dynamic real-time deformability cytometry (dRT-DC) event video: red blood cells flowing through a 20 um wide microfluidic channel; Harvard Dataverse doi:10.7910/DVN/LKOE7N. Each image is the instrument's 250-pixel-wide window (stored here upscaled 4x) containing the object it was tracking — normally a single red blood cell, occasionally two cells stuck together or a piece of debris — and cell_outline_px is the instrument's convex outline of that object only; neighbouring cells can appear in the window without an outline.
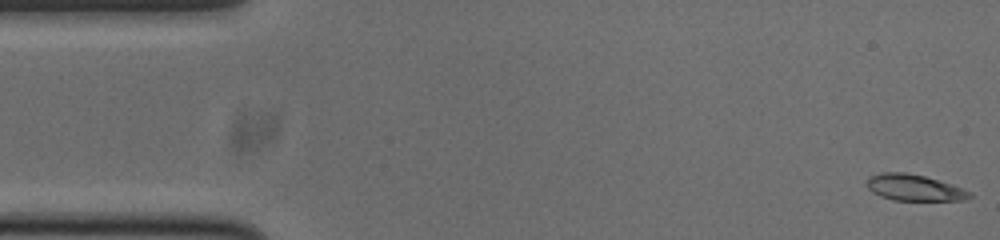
{"species": "common noctule bat (a hibernating species)", "species_latin": "Nyctalus noctula", "temperature_condition": "cold", "stored_images_in_passage": 53, "camera_frame_rate_fps": 3000, "um_per_image_px": 0.085, "animal": {"sex": "male", "body_mass_g": 20.0, "forearm_length_mm": 53.3}, "frame": {"image": 1, "passage_image": 1, "time_ms": 0.0, "image_size_px": [1000, 240], "cell_outline_px": [[972, 196], [964, 200], [892, 200], [880, 196], [872, 192], [864, 184], [868, 176], [880, 172], [904, 172], [924, 176], [952, 184], [972, 192]], "centroid_in_image_um": [77.66, 15.94], "position_along_channel_um": 7.3, "area_um2": 15.9}}
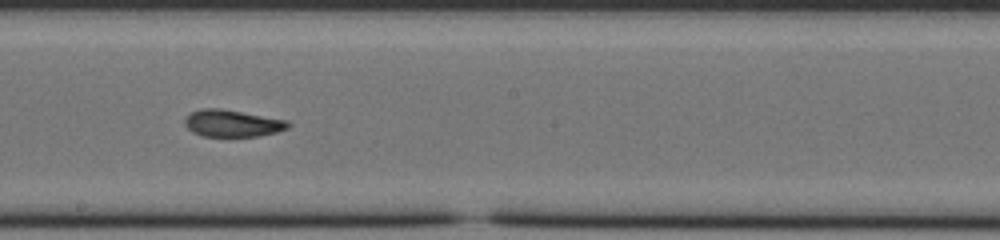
{"frame": {"image": 2, "passage_image": 28, "time_ms": 9.0, "image_size_px": [1000, 240], "cell_outline_px": [[292, 124], [288, 128], [276, 132], [256, 136], [200, 136], [192, 132], [184, 124], [184, 120], [192, 112], [200, 108], [220, 108], [288, 120]], "centroid_in_image_um": [19.75, 10.48], "position_along_channel_um": 228.5, "area_um2": 16.24}}
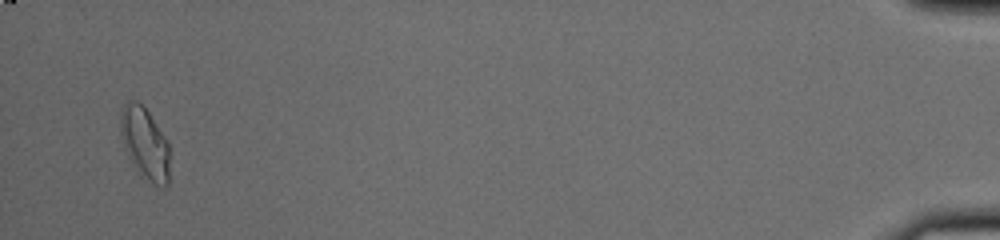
{"frame": {"image": 3, "passage_image": 51, "time_ms": 16.667, "image_size_px": [1000, 240], "cell_outline_px": [[168, 184], [164, 188], [160, 188], [152, 184], [140, 176], [136, 172], [132, 164], [124, 144], [120, 132], [120, 108], [128, 100], [136, 100], [148, 112], [168, 140]], "centroid_in_image_um": [12.3, 12.21], "position_along_channel_um": 422.9, "area_um2": 20.75}, "authors_computed_cell_mechanics": {"area_um2": 16.762, "velocity_mm_per_s": 3.7712, "shape_relaxation_time_tau1_ms": null, "shape_relaxation_time_tau2_ms": 2.7314, "deformation_change_tau1": null, "deformation_change_tau2": 0.0783}}